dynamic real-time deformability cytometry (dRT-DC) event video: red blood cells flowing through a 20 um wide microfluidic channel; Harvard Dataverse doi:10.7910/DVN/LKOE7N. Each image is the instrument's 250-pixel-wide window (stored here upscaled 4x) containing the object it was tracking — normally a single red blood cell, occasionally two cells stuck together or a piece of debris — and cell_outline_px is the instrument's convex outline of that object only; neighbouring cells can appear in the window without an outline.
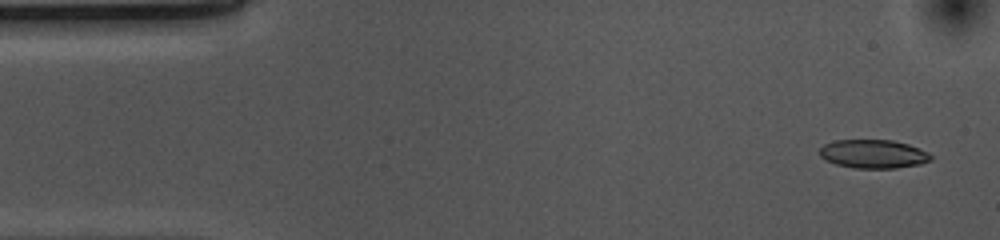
{"species": "common noctule bat (a hibernating species)", "species_latin": "Nyctalus noctula", "temperature_condition": "cold", "stored_images_in_passage": 51, "camera_frame_rate_fps": 3000, "um_per_image_px": 0.085, "animal": {"sex": "female", "body_mass_g": 10.0, "forearm_length_mm": 53.1}, "frame": {"image": 1, "passage_image": 2, "time_ms": 0.333, "image_size_px": [1000, 240], "cell_outline_px": [[932, 160], [920, 164], [896, 168], [852, 168], [836, 164], [824, 160], [820, 156], [820, 148], [824, 144], [836, 140], [892, 140], [908, 144], [928, 152], [932, 156]], "centroid_in_image_um": [74.22, 13.09], "position_along_channel_um": 10.8, "area_um2": 18.61}}
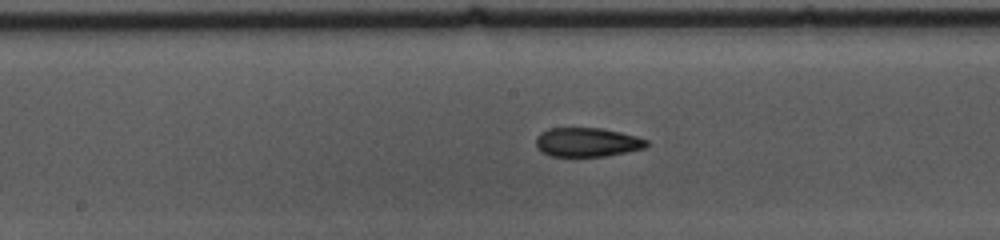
{"frame": {"image": 2, "passage_image": 25, "time_ms": 8.0, "image_size_px": [1000, 240], "cell_outline_px": [[648, 144], [644, 148], [628, 152], [604, 156], [548, 156], [536, 148], [536, 136], [540, 132], [548, 128], [600, 128], [620, 132], [636, 136], [648, 140]], "centroid_in_image_um": [49.87, 12.09], "position_along_channel_um": 198.3, "area_um2": 18.84}}
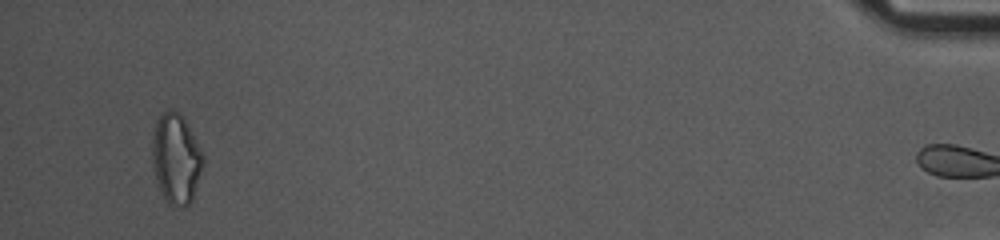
{"frame": {"image": 3, "passage_image": 50, "time_ms": 16.333, "image_size_px": [1000, 240], "cell_outline_px": [[204, 160], [192, 200], [184, 208], [168, 204], [164, 200], [160, 192], [156, 180], [152, 164], [152, 136], [156, 120], [160, 112], [168, 108], [180, 112], [184, 116], [204, 156]], "centroid_in_image_um": [14.94, 13.45], "position_along_channel_um": 420.3, "area_um2": 27.17}, "authors_computed_cell_mechanics": {"area_um2": 19.363, "velocity_mm_per_s": 3.6868, "shape_relaxation_time_tau1_ms": null, "shape_relaxation_time_tau2_ms": 6.0352, "deformation_change_tau1": null, "deformation_change_tau2": 0.1458}}